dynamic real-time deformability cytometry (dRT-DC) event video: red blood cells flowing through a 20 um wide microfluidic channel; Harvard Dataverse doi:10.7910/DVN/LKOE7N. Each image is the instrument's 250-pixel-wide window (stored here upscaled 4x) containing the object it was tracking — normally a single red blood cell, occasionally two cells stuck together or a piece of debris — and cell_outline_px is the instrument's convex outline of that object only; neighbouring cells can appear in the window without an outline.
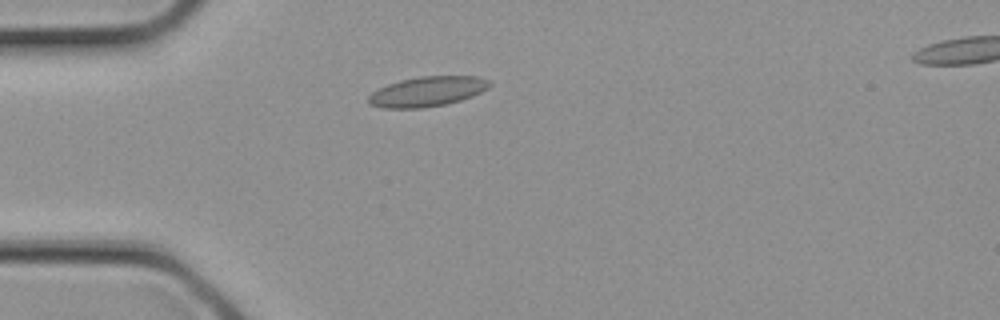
{"species": "common noctule bat (a hibernating species)", "species_latin": "Nyctalus noctula", "temperature_condition": "cold", "stored_images_in_passage": 19, "camera_frame_rate_fps": 3000, "um_per_image_px": 0.085, "animal": {"sex": "female", "body_mass_g": 21.9}, "frame": {"image": 1, "passage_image": 6, "time_ms": 1.667, "image_size_px": [1000, 320], "cell_outline_px": [[492, 84], [488, 88], [472, 96], [448, 104], [424, 108], [380, 108], [368, 104], [368, 96], [372, 92], [388, 84], [400, 80], [420, 76], [476, 76], [488, 80]], "centroid_in_image_um": [36.3, 7.79], "position_along_channel_um": 48.7, "area_um2": 21.21}}
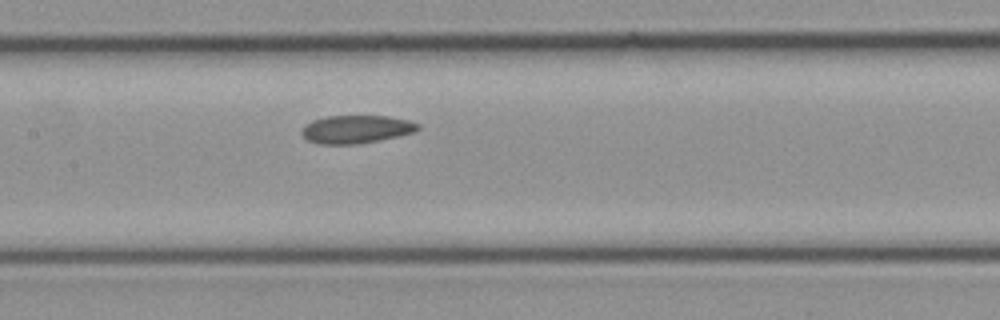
{"frame": {"image": 2, "passage_image": 12, "time_ms": 3.667, "image_size_px": [1000, 320], "cell_outline_px": [[420, 128], [416, 132], [380, 140], [356, 144], [316, 144], [308, 140], [300, 132], [304, 124], [312, 120], [328, 116], [388, 116], [408, 120], [420, 124]], "centroid_in_image_um": [30.27, 10.99], "position_along_channel_um": 177.1, "area_um2": 19.13}}
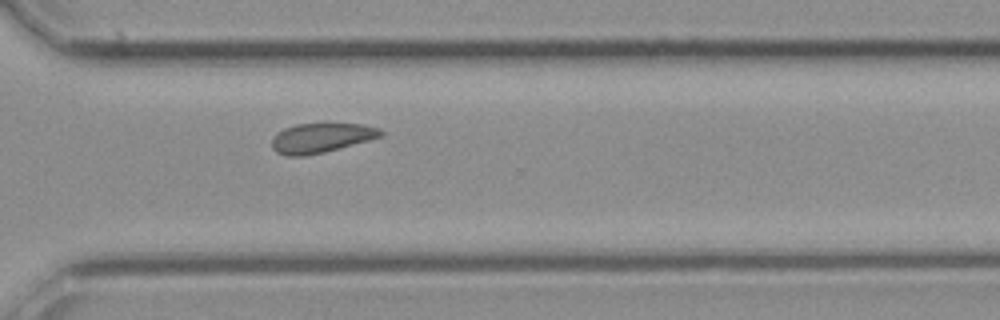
{"frame": {"image": 3, "passage_image": 19, "time_ms": 6.0, "image_size_px": [1000, 320], "cell_outline_px": [[384, 136], [324, 152], [304, 156], [288, 156], [276, 152], [272, 148], [272, 136], [276, 132], [284, 128], [296, 124], [324, 120], [328, 120], [360, 124], [380, 128], [384, 132]], "centroid_in_image_um": [27.31, 11.66], "position_along_channel_um": 343.3, "area_um2": 19.77}}